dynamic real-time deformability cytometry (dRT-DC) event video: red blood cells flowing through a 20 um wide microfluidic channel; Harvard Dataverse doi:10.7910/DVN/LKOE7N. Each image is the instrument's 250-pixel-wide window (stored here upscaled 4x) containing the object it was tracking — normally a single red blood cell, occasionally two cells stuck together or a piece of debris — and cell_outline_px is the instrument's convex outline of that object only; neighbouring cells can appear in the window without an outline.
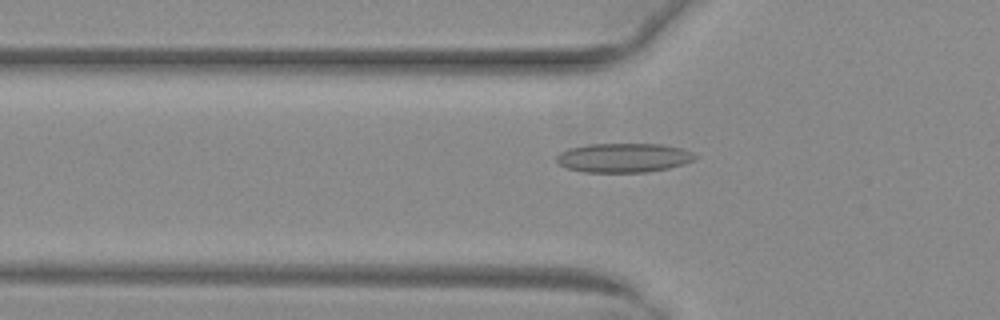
{"species": "common noctule bat (a hibernating species)", "species_latin": "Nyctalus noctula", "temperature_condition": "warm", "stored_images_in_passage": 52, "camera_frame_rate_fps": 3000, "um_per_image_px": 0.085, "animal": {"sex": "female", "body_mass_g": 29.2, "forearm_length_mm": 56.3}, "frame": {"image": 1, "passage_image": 18, "time_ms": 5.667, "image_size_px": [1000, 320], "cell_outline_px": [[696, 156], [692, 160], [684, 164], [668, 168], [648, 172], [584, 172], [568, 168], [560, 164], [556, 160], [556, 156], [560, 152], [568, 148], [588, 144], [660, 144], [680, 148], [692, 152]], "centroid_in_image_um": [52.98, 13.41], "position_along_channel_um": 72.8, "area_um2": 23.47}}
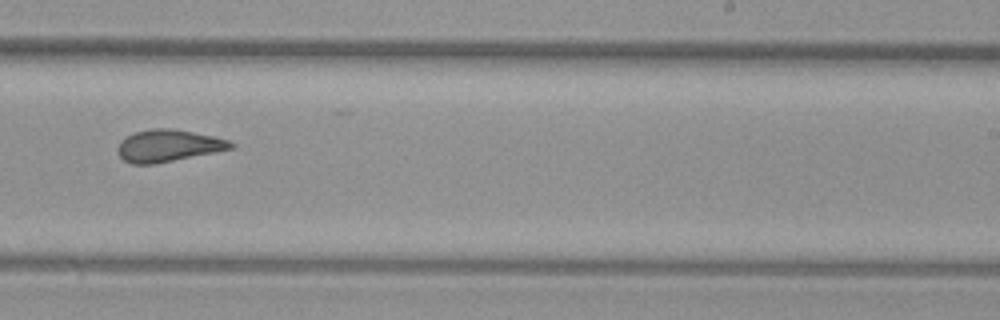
{"frame": {"image": 2, "passage_image": 33, "time_ms": 10.667, "image_size_px": [1000, 320], "cell_outline_px": [[236, 144], [232, 148], [156, 164], [132, 164], [124, 160], [116, 152], [116, 148], [120, 140], [124, 136], [136, 132], [152, 128], [168, 128], [192, 132], [212, 136], [228, 140]], "centroid_in_image_um": [14.23, 12.39], "position_along_channel_um": 274.8, "area_um2": 21.04}}
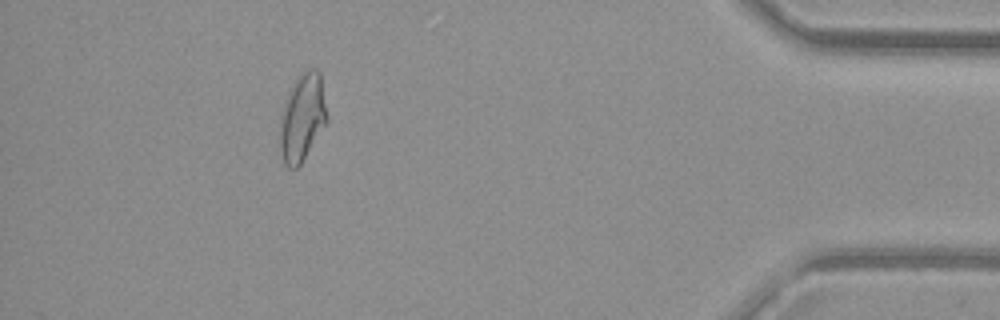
{"frame": {"image": 3, "passage_image": 47, "time_ms": 15.333, "image_size_px": [1000, 320], "cell_outline_px": [[328, 120], [300, 164], [296, 168], [288, 168], [284, 164], [280, 152], [280, 116], [288, 92], [300, 72], [304, 68], [316, 68], [320, 72], [328, 116]], "centroid_in_image_um": [25.69, 9.94], "position_along_channel_um": 409.5, "area_um2": 24.1}, "authors_computed_cell_mechanics": {"area_um2": 22.9755, "velocity_mm_per_s": 4.0338, "shape_relaxation_time_tau1_ms": null, "shape_relaxation_time_tau2_ms": 1.6812, "deformation_change_tau1": null, "deformation_change_tau2": 0.0817}}